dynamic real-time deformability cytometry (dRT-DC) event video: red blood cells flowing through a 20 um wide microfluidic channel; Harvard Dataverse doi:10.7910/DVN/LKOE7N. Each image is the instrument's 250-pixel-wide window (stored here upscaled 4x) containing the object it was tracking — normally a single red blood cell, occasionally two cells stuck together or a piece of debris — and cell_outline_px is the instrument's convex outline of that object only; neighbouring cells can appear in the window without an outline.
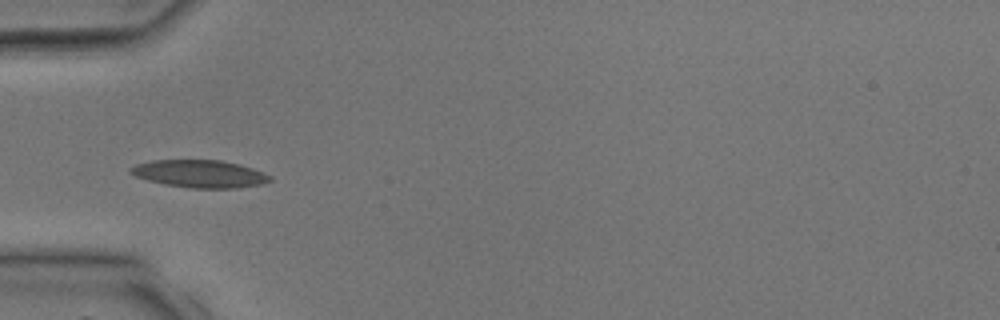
{"species": "common noctule bat (a hibernating species)", "species_latin": "Nyctalus noctula", "temperature_condition": "room temperature", "stored_images_in_passage": 2, "camera_frame_rate_fps": 3000, "um_per_image_px": 0.085, "animal": {"sex": "male", "body_mass_g": 17.9, "forearm_length_mm": 54.2}, "frame": {"image": 1, "passage_image": 2, "time_ms": 2.333, "image_size_px": [1000, 320], "cell_outline_px": [[272, 180], [260, 184], [240, 188], [188, 188], [164, 184], [148, 180], [136, 176], [128, 172], [128, 168], [136, 164], [152, 160], [220, 160], [240, 164], [264, 172], [272, 176]], "centroid_in_image_um": [16.98, 14.77], "position_along_channel_um": 68.0, "area_um2": 22.54}}